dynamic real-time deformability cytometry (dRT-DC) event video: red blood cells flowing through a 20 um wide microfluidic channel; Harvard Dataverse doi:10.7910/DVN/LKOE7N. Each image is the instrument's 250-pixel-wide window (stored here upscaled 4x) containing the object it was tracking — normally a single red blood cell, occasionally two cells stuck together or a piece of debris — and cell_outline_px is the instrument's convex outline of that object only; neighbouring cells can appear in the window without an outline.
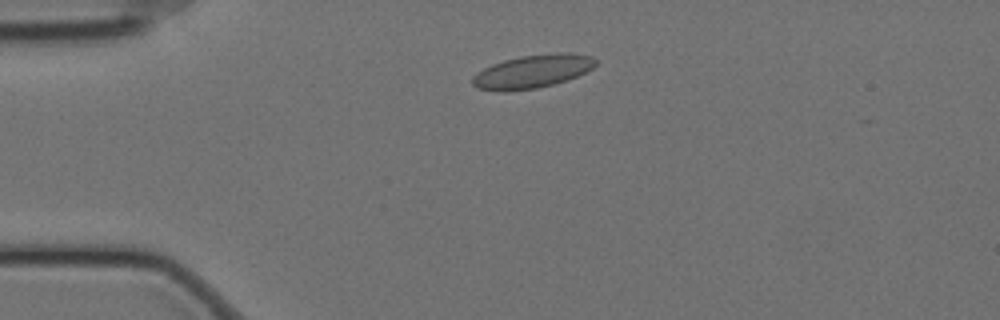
{"species": "Egyptian fruit bat (a non-hibernating species)", "species_latin": "Rousettus aegyptiacus", "temperature_condition": "cold", "stored_images_in_passage": 49, "camera_frame_rate_fps": 3000, "um_per_image_px": 0.085, "animal": {"sex": "female"}, "frame": {"image": 1, "passage_image": 8, "time_ms": 2.333, "image_size_px": [1000, 320], "cell_outline_px": [[596, 64], [592, 68], [568, 80], [536, 88], [504, 92], [500, 92], [476, 88], [472, 84], [472, 76], [484, 68], [492, 64], [504, 60], [520, 56], [556, 52], [568, 52], [592, 56], [596, 60]], "centroid_in_image_um": [45.24, 6.07], "position_along_channel_um": 39.8, "area_um2": 23.99}}
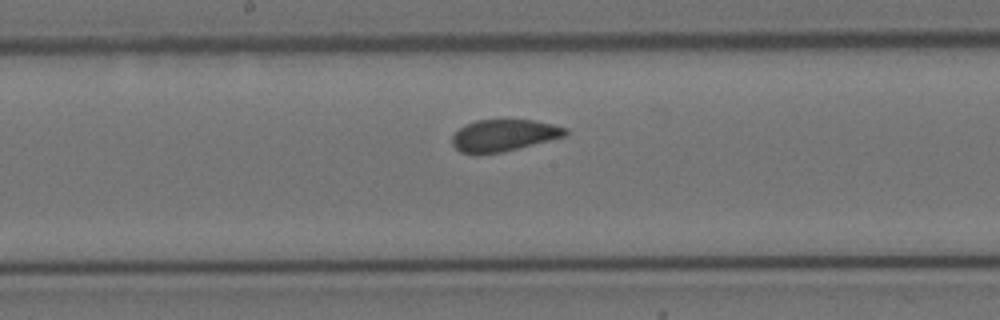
{"frame": {"image": 2, "passage_image": 25, "time_ms": 8.0, "image_size_px": [1000, 320], "cell_outline_px": [[568, 132], [564, 136], [500, 152], [460, 152], [452, 144], [452, 136], [464, 124], [476, 120], [536, 120], [568, 128]], "centroid_in_image_um": [42.82, 11.47], "position_along_channel_um": 205.4, "area_um2": 20.4}}
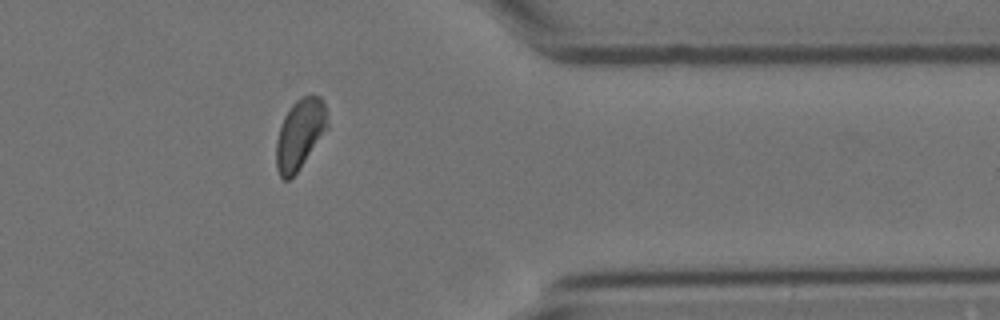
{"frame": {"image": 3, "passage_image": 42, "time_ms": 13.667, "image_size_px": [1000, 320], "cell_outline_px": [[328, 128], [296, 172], [288, 180], [284, 180], [280, 176], [276, 168], [276, 140], [284, 116], [292, 104], [296, 100], [304, 96], [320, 96], [324, 104], [328, 124]], "centroid_in_image_um": [25.47, 11.39], "position_along_channel_um": 385.9, "area_um2": 20.52}, "authors_computed_cell_mechanics": {"area_um2": 21.964, "velocity_mm_per_s": 3.45, "shape_relaxation_time_tau1_ms": null, "shape_relaxation_time_tau2_ms": 0.7511, "deformation_change_tau1": null, "deformation_change_tau2": 0.0493}}